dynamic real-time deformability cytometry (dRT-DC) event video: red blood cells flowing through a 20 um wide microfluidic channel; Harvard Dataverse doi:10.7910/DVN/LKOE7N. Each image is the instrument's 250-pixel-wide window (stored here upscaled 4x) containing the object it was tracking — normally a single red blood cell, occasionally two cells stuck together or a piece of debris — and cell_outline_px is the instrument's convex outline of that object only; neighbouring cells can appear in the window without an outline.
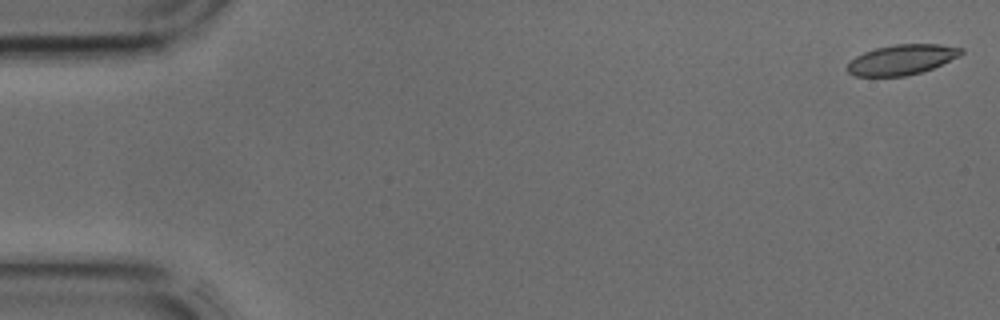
{"species": "common noctule bat (a hibernating species)", "species_latin": "Nyctalus noctula", "temperature_condition": "cold", "stored_images_in_passage": 42, "camera_frame_rate_fps": 3000, "um_per_image_px": 0.085, "animal": {"sex": "male", "body_mass_g": 17.9, "forearm_length_mm": 54.2}, "frame": {"image": 1, "passage_image": 1, "time_ms": 0.0, "image_size_px": [1000, 320], "cell_outline_px": [[964, 52], [960, 56], [932, 68], [920, 72], [904, 76], [852, 76], [844, 68], [856, 56], [864, 52], [876, 48], [896, 44], [940, 44], [964, 48]], "centroid_in_image_um": [76.65, 5.07], "position_along_channel_um": 8.4, "area_um2": 20.0}}
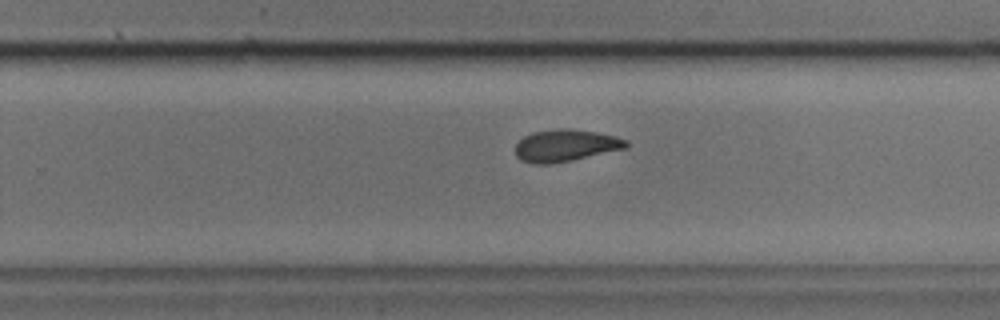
{"frame": {"image": 2, "passage_image": 27, "time_ms": 8.667, "image_size_px": [1000, 320], "cell_outline_px": [[628, 148], [572, 160], [552, 164], [532, 164], [520, 160], [516, 156], [516, 144], [524, 136], [532, 132], [556, 128], [572, 128], [596, 132], [616, 136], [628, 140]], "centroid_in_image_um": [48.08, 12.36], "position_along_channel_um": 281.7, "area_um2": 20.98}}
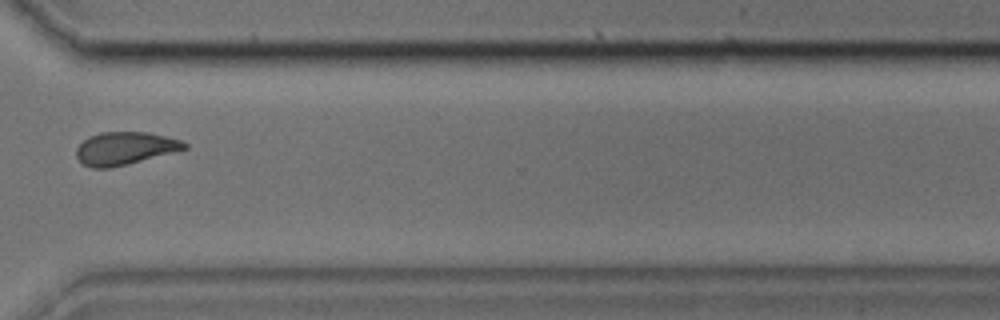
{"frame": {"image": 3, "passage_image": 32, "time_ms": 10.333, "image_size_px": [1000, 320], "cell_outline_px": [[188, 148], [108, 168], [92, 168], [84, 164], [76, 156], [76, 148], [88, 136], [100, 132], [148, 132], [180, 140], [188, 144]], "centroid_in_image_um": [10.58, 12.59], "position_along_channel_um": 360.0, "area_um2": 20.23}}